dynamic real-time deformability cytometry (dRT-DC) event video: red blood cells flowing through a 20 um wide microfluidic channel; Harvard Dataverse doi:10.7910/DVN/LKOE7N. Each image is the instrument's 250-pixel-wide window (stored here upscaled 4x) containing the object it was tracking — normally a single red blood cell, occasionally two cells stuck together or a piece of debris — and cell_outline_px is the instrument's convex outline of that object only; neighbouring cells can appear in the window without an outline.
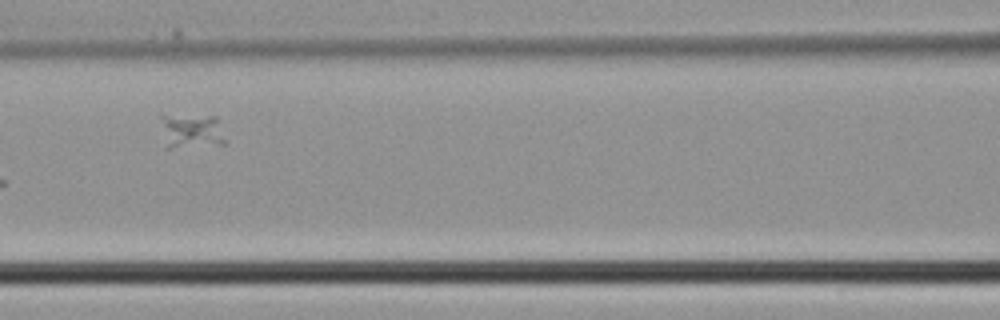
{"species": "common noctule bat (a hibernating species)", "species_latin": "Nyctalus noctula", "temperature_condition": "cold", "stored_images_in_passage": 4, "camera_frame_rate_fps": 3000, "um_per_image_px": 0.085, "animal": {"sex": "male", "body_mass_g": 21.5, "forearm_length_mm": 52.0}, "frame": {"image": 1, "passage_image": 3, "time_ms": 0.667, "image_size_px": [1000, 320], "cell_outline_px": [[224, 144], [168, 148], [160, 116], [160, 112], [216, 116], [224, 140]], "centroid_in_image_um": [16.22, 11.06], "position_along_channel_um": 150.4, "area_um2": 13.18}}